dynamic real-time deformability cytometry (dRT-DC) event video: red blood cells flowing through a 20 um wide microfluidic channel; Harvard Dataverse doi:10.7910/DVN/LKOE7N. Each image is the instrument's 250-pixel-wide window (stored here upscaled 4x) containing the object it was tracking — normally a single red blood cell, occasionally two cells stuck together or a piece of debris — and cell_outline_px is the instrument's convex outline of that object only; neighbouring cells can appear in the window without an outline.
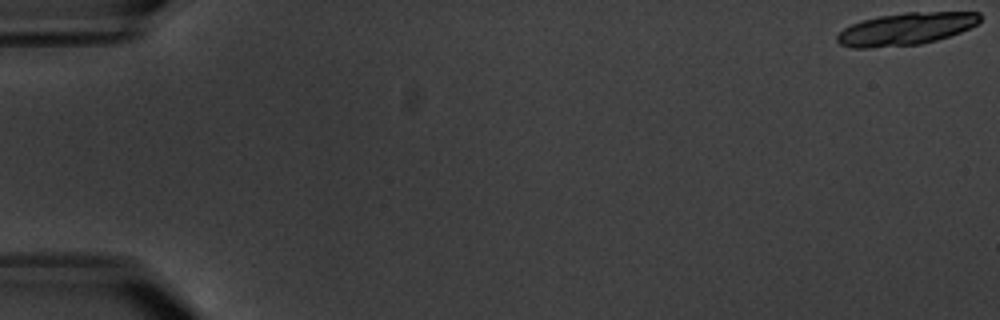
{"species": "common noctule bat (a hibernating species)", "species_latin": "Nyctalus noctula", "temperature_condition": "warm", "stored_images_in_passage": 4, "camera_frame_rate_fps": 3000, "um_per_image_px": 0.085, "animal": {"sex": "male", "body_mass_g": 20.1, "forearm_length_mm": 53.5}, "frame": {"image": 1, "passage_image": 1, "time_ms": 0.0, "image_size_px": [1000, 320], "cell_outline_px": [[984, 16], [976, 24], [960, 32], [936, 40], [920, 44], [868, 48], [852, 48], [840, 44], [836, 40], [836, 36], [844, 28], [860, 20], [880, 16], [904, 12], [980, 12]], "centroid_in_image_um": [76.99, 2.45], "position_along_channel_um": 8.0, "area_um2": 26.88}}